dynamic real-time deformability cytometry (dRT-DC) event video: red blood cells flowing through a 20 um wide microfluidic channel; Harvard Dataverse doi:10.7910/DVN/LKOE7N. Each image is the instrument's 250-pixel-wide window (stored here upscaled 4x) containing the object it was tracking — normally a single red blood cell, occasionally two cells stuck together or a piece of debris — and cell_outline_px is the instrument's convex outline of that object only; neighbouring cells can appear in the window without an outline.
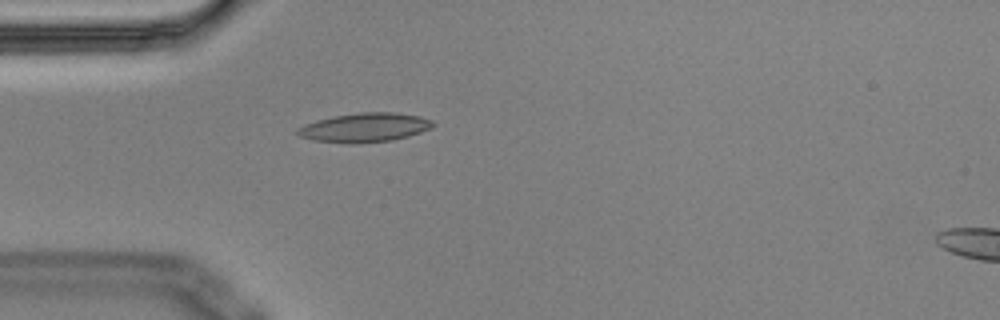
{"species": "Egyptian fruit bat (a non-hibernating species)", "species_latin": "Rousettus aegyptiacus", "temperature_condition": "cold", "stored_images_in_passage": 5, "camera_frame_rate_fps": 3000, "um_per_image_px": 0.085, "animal": {"sex": "male"}, "frame": {"image": 1, "passage_image": 4, "time_ms": 1.0, "image_size_px": [1000, 320], "cell_outline_px": [[436, 124], [420, 132], [408, 136], [392, 140], [348, 144], [312, 140], [300, 136], [296, 132], [296, 128], [304, 124], [316, 120], [332, 116], [360, 112], [396, 112], [420, 116], [432, 120]], "centroid_in_image_um": [30.96, 10.83], "position_along_channel_um": 54.0, "area_um2": 23.06}}